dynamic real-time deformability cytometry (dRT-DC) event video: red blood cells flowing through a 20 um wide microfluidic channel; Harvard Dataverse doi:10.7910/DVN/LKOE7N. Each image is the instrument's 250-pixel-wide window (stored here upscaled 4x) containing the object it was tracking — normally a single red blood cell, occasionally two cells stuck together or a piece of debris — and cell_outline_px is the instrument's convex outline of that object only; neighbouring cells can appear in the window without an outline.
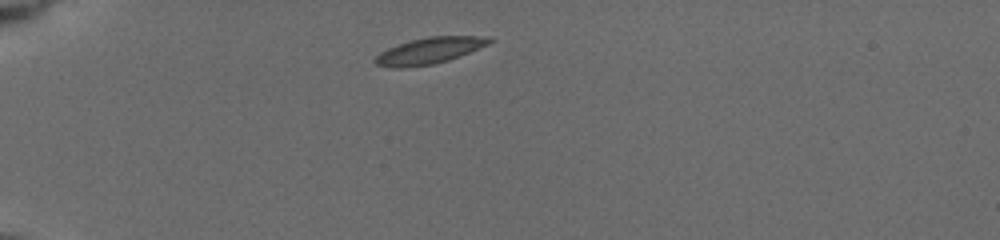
{"species": "common noctule bat (a hibernating species)", "species_latin": "Nyctalus noctula", "temperature_condition": "cold", "stored_images_in_passage": 5, "camera_frame_rate_fps": 3000, "um_per_image_px": 0.085, "animal": {"sex": "female", "body_mass_g": 19.5, "forearm_length_mm": 54.1}, "frame": {"image": 1, "passage_image": 1, "time_ms": 0.0, "image_size_px": [1000, 240], "cell_outline_px": [[496, 40], [488, 44], [448, 60], [432, 64], [400, 68], [392, 68], [376, 64], [372, 60], [380, 52], [396, 44], [428, 36], [476, 36]], "centroid_in_image_um": [36.42, 4.31], "position_along_channel_um": 48.6, "area_um2": 17.22}}
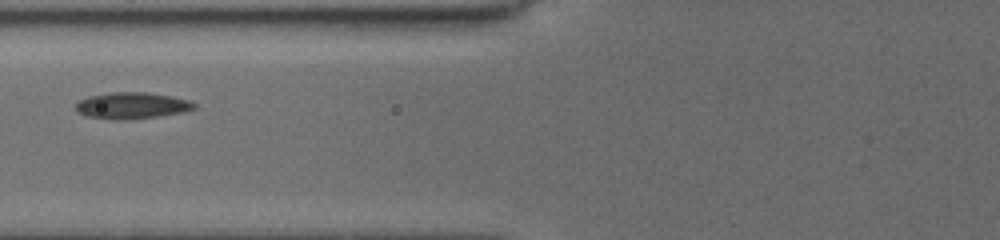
{"frame": {"image": 2, "passage_image": 4, "time_ms": 2.667, "image_size_px": [1000, 240], "cell_outline_px": [[196, 108], [184, 112], [156, 116], [124, 120], [116, 120], [88, 116], [76, 112], [76, 104], [80, 100], [88, 96], [112, 92], [148, 92], [188, 100], [196, 104]], "centroid_in_image_um": [11.19, 8.97], "position_along_channel_um": 114.6, "area_um2": 18.09}}